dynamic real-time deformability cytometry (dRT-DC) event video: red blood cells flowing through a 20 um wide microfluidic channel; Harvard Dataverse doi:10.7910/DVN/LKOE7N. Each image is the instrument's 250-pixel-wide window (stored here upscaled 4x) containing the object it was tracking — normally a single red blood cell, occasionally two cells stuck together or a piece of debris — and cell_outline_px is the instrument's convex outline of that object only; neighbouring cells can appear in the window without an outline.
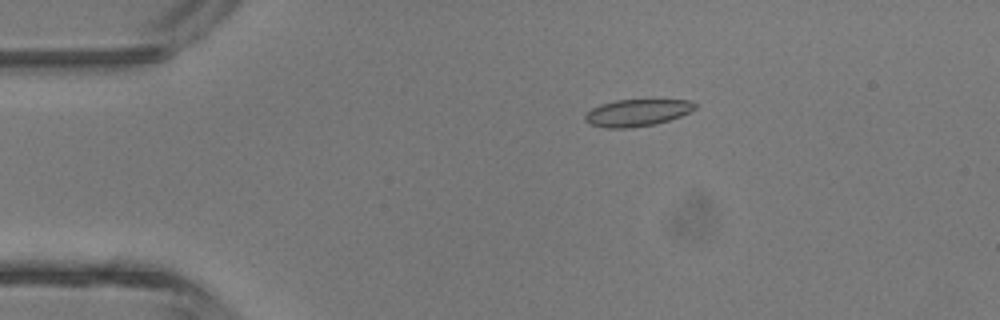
{"species": "common noctule bat (a hibernating species)", "species_latin": "Nyctalus noctula", "temperature_condition": "room temperature", "stored_images_in_passage": 4, "camera_frame_rate_fps": 3000, "um_per_image_px": 0.085, "animal": {"sex": "male", "body_mass_g": 13.3}, "frame": {"image": 1, "passage_image": 3, "time_ms": 2.333, "image_size_px": [1000, 320], "cell_outline_px": [[696, 108], [680, 116], [656, 124], [628, 128], [604, 128], [588, 124], [584, 120], [584, 116], [592, 108], [600, 104], [616, 100], [692, 100], [696, 104]], "centroid_in_image_um": [54.12, 9.59], "position_along_channel_um": 30.9, "area_um2": 17.28}}